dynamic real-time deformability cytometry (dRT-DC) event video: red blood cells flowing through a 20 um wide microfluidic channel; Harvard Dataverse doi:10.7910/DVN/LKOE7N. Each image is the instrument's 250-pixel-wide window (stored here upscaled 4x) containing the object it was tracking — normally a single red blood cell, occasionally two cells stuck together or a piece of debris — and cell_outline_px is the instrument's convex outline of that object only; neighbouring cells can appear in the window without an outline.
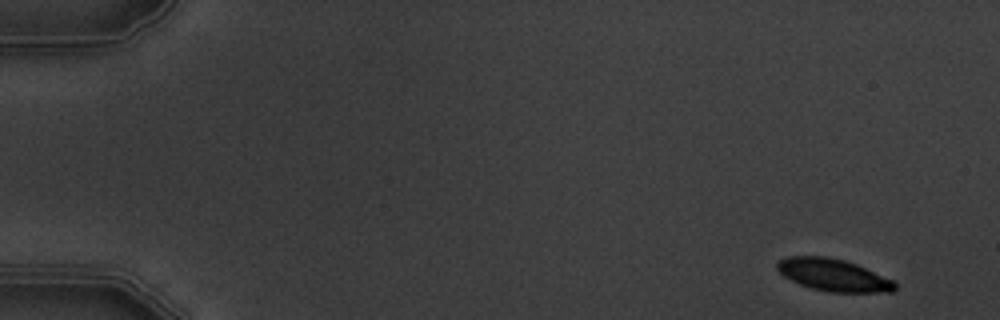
{"species": "common noctule bat (a hibernating species)", "species_latin": "Nyctalus noctula", "temperature_condition": "warm", "stored_images_in_passage": 8, "camera_frame_rate_fps": 3000, "um_per_image_px": 0.085, "animal": {"sex": "male", "body_mass_g": 19.5, "forearm_length_mm": 54.6}, "frame": {"image": 1, "passage_image": 1, "time_ms": 0.0, "image_size_px": [1000, 320], "cell_outline_px": [[896, 288], [892, 292], [828, 292], [812, 288], [800, 284], [784, 276], [776, 268], [776, 264], [780, 260], [788, 256], [828, 256], [844, 260], [856, 264], [892, 280], [896, 284]], "centroid_in_image_um": [70.82, 23.37], "position_along_channel_um": 14.2, "area_um2": 21.91}}
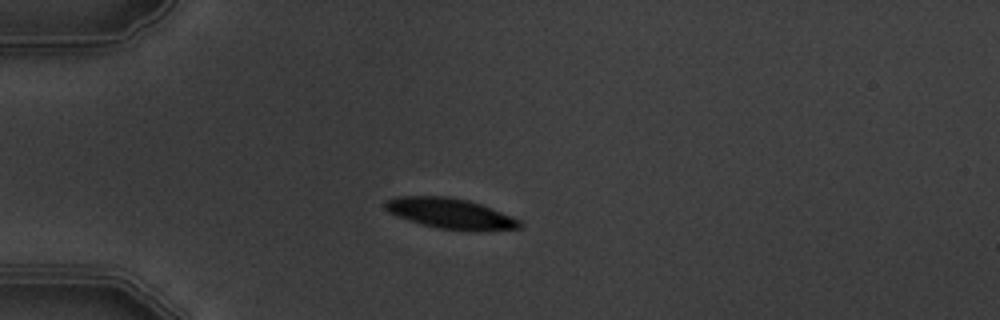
{"frame": {"image": 2, "passage_image": 4, "time_ms": 4.0, "image_size_px": [1000, 320], "cell_outline_px": [[524, 224], [520, 228], [476, 232], [436, 228], [408, 220], [388, 212], [384, 208], [384, 200], [396, 196], [448, 196], [468, 200], [492, 208], [512, 216], [520, 220]], "centroid_in_image_um": [38.3, 18.15], "position_along_channel_um": 46.7, "area_um2": 24.28}}